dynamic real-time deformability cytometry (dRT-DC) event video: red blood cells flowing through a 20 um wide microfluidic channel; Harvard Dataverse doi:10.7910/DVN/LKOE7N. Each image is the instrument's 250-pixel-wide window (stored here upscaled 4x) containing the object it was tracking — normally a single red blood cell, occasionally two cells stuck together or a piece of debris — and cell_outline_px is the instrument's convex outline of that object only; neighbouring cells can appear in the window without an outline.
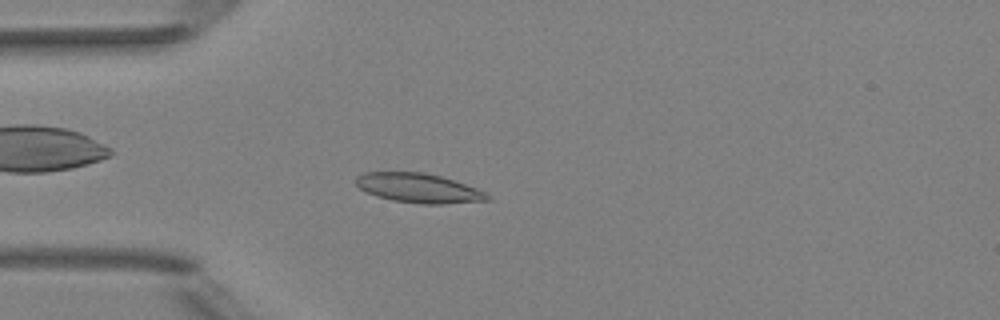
{"species": "Egyptian fruit bat (a non-hibernating species)", "species_latin": "Rousettus aegyptiacus", "temperature_condition": "room temperature", "stored_images_in_passage": 3, "camera_frame_rate_fps": 3000, "um_per_image_px": 0.085, "animal": {"sex": "female"}, "frame": {"image": 1, "passage_image": 3, "time_ms": 3.0, "image_size_px": [1000, 320], "cell_outline_px": [[492, 200], [444, 204], [420, 204], [392, 200], [376, 196], [360, 188], [356, 184], [356, 176], [364, 172], [424, 172], [440, 176], [476, 188], [492, 196]], "centroid_in_image_um": [35.59, 15.99], "position_along_channel_um": 49.4, "area_um2": 22.48}}